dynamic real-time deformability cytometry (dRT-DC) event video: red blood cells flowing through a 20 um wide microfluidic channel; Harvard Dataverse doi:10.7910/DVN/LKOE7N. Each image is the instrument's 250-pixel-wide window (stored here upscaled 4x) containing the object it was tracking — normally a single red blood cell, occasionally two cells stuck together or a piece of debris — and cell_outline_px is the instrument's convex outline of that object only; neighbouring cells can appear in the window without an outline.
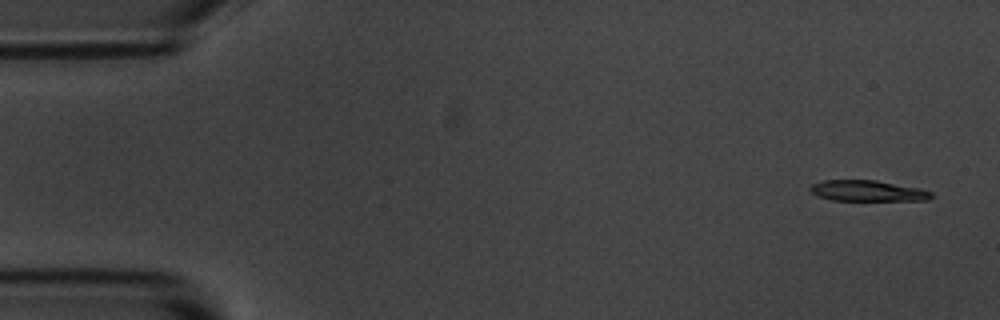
{"species": "common noctule bat (a hibernating species)", "species_latin": "Nyctalus noctula", "temperature_condition": "room temperature", "stored_images_in_passage": 6, "camera_frame_rate_fps": 3000, "um_per_image_px": 0.085, "animal": {"sex": "male", "body_mass_g": 20.1, "forearm_length_mm": 53.5}, "frame": {"image": 1, "passage_image": 1, "time_ms": 0.0, "image_size_px": [1000, 320], "cell_outline_px": [[932, 196], [928, 200], [832, 200], [816, 196], [808, 188], [812, 184], [824, 180], [876, 180], [920, 188], [932, 192]], "centroid_in_image_um": [73.72, 16.21], "position_along_channel_um": 11.3, "area_um2": 14.68}}
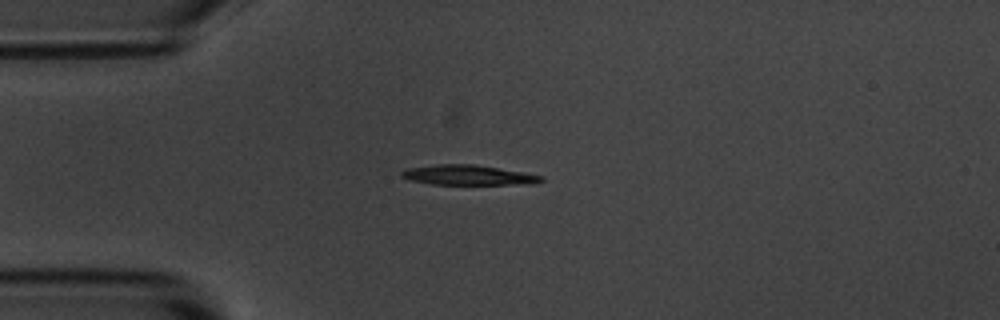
{"frame": {"image": 2, "passage_image": 4, "time_ms": 3.667, "image_size_px": [1000, 320], "cell_outline_px": [[544, 180], [532, 184], [432, 184], [408, 180], [400, 176], [400, 172], [404, 168], [440, 164], [472, 164], [524, 172], [544, 176]], "centroid_in_image_um": [39.76, 14.88], "position_along_channel_um": 45.2, "area_um2": 16.3}}